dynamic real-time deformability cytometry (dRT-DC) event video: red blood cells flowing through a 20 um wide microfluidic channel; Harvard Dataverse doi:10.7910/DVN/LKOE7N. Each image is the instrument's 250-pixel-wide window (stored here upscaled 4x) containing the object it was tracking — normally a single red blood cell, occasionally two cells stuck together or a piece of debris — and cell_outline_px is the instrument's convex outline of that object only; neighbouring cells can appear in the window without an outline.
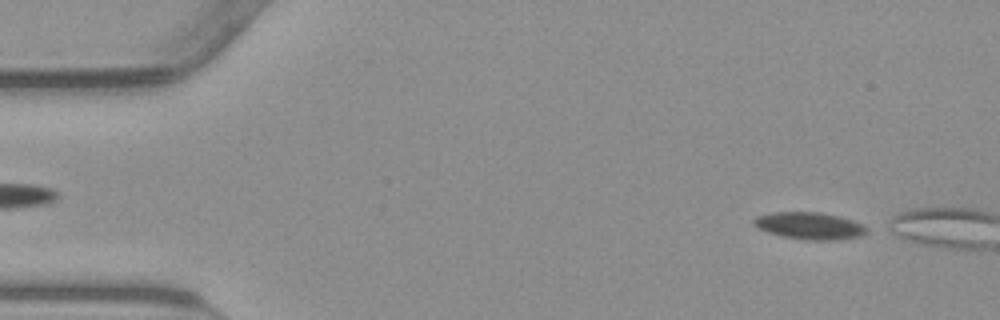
{"species": "common noctule bat (a hibernating species)", "species_latin": "Nyctalus noctula", "temperature_condition": "warm", "stored_images_in_passage": 6, "camera_frame_rate_fps": 3000, "um_per_image_px": 0.085, "animal": {"sex": "male", "body_mass_g": 23.1, "forearm_length_mm": 52.7}, "frame": {"image": 1, "passage_image": 3, "time_ms": 0.667, "image_size_px": [1000, 320], "cell_outline_px": [[864, 232], [856, 236], [820, 240], [816, 240], [784, 236], [760, 228], [752, 220], [756, 216], [776, 212], [816, 212], [836, 216], [860, 224], [864, 228]], "centroid_in_image_um": [68.71, 19.16], "position_along_channel_um": 16.3, "area_um2": 16.47}}